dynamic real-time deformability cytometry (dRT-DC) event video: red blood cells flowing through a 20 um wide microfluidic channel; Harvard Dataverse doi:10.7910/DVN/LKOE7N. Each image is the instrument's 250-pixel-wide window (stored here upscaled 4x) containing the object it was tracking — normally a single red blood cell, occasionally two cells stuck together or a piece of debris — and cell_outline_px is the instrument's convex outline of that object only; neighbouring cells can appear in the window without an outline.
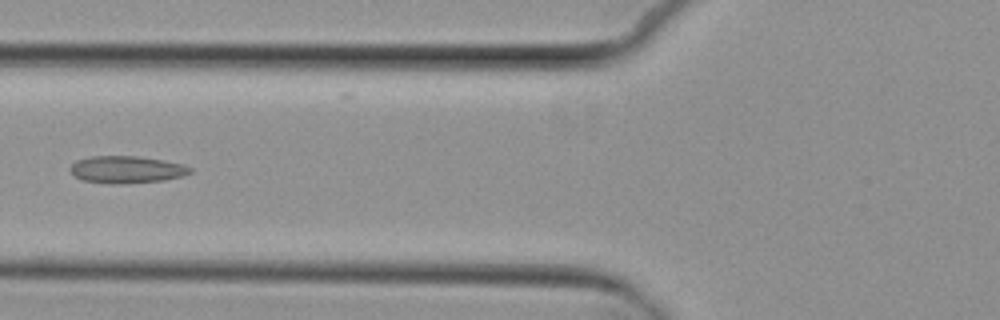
{"species": "common noctule bat (a hibernating species)", "species_latin": "Nyctalus noctula", "temperature_condition": "cold", "stored_images_in_passage": 7, "camera_frame_rate_fps": 3000, "um_per_image_px": 0.085, "animal": {"sex": "female", "body_mass_g": 29.2, "forearm_length_mm": 56.3}, "frame": {"image": 1, "passage_image": 6, "time_ms": 6.667, "image_size_px": [1000, 320], "cell_outline_px": [[192, 172], [180, 176], [164, 180], [120, 184], [112, 184], [84, 180], [76, 176], [68, 168], [76, 160], [92, 156], [136, 156], [184, 164], [192, 168]], "centroid_in_image_um": [10.75, 14.41], "position_along_channel_um": 115.0, "area_um2": 18.79}}
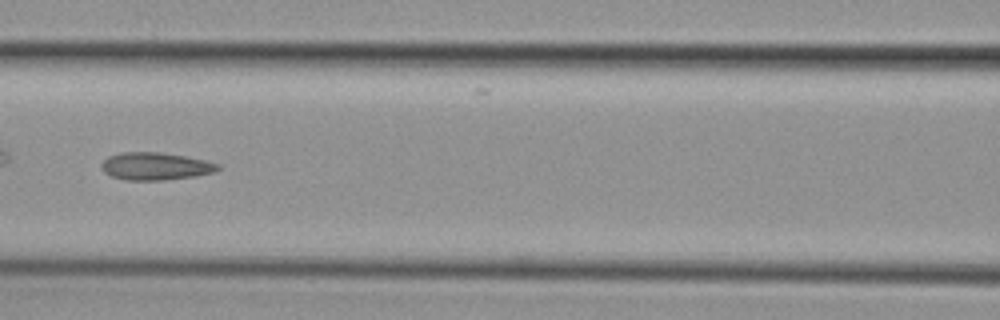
{"frame": {"image": 2, "passage_image": 7, "time_ms": 7.667, "image_size_px": [1000, 320], "cell_outline_px": [[220, 168], [212, 172], [196, 176], [164, 180], [124, 180], [112, 176], [104, 172], [100, 168], [100, 164], [108, 156], [120, 152], [160, 152], [184, 156], [204, 160], [220, 164]], "centroid_in_image_um": [13.17, 14.13], "position_along_channel_um": 153.4, "area_um2": 18.73}}